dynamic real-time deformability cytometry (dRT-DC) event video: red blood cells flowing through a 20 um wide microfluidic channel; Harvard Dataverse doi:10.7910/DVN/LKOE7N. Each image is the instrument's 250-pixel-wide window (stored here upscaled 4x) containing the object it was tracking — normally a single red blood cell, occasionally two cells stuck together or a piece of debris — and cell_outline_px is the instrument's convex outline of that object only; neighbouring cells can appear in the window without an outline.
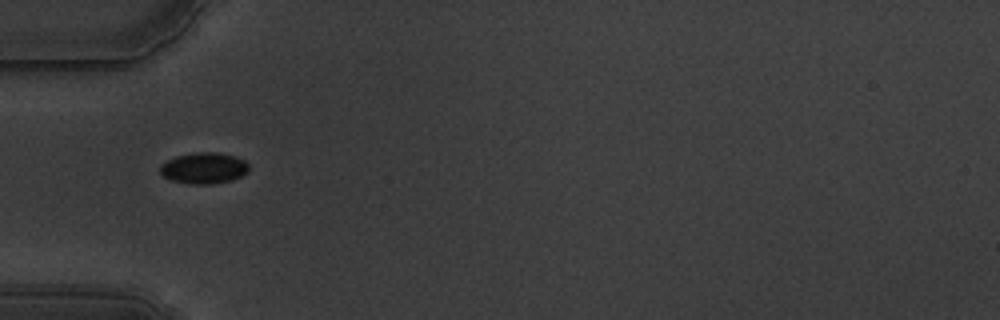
{"species": "common noctule bat (a hibernating species)", "species_latin": "Nyctalus noctula", "temperature_condition": "warm", "stored_images_in_passage": 40, "camera_frame_rate_fps": 3000, "um_per_image_px": 0.085, "animal": {"sex": "male", "body_mass_g": 19.5, "forearm_length_mm": 54.6}, "frame": {"image": 1, "passage_image": 1, "time_ms": 0.0, "image_size_px": [1000, 320], "cell_outline_px": [[248, 172], [232, 180], [212, 184], [188, 184], [172, 180], [164, 176], [160, 172], [160, 164], [176, 156], [196, 152], [220, 152], [236, 156], [244, 160], [248, 164]], "centroid_in_image_um": [17.34, 14.28], "position_along_channel_um": 67.7, "area_um2": 16.18}}
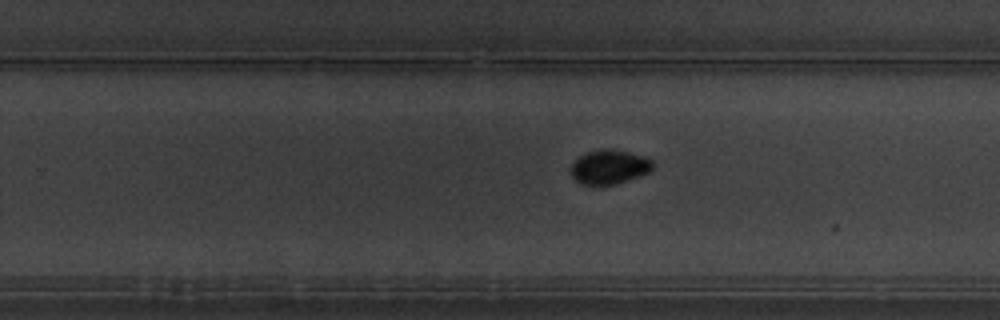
{"frame": {"image": 2, "passage_image": 19, "time_ms": 6.0, "image_size_px": [1000, 320], "cell_outline_px": [[656, 164], [648, 172], [640, 176], [616, 184], [580, 184], [568, 172], [572, 164], [580, 156], [588, 152], [604, 148], [612, 148], [644, 156], [652, 160]], "centroid_in_image_um": [51.8, 14.18], "position_along_channel_um": 278.0, "area_um2": 16.42}}
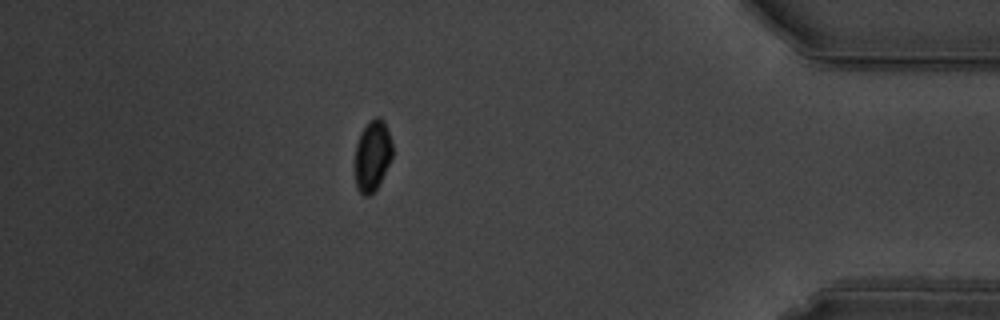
{"frame": {"image": 3, "passage_image": 33, "time_ms": 10.667, "image_size_px": [1000, 320], "cell_outline_px": [[392, 156], [376, 188], [368, 196], [364, 196], [356, 188], [352, 164], [356, 144], [360, 132], [368, 120], [376, 116], [380, 116], [384, 120], [392, 144]], "centroid_in_image_um": [31.58, 13.2], "position_along_channel_um": 403.6, "area_um2": 15.9}, "authors_computed_cell_mechanics": {"area_um2": 16.1551, "velocity_mm_per_s": 3.5274, "shape_relaxation_time_tau1_ms": 3.4383, "shape_relaxation_time_tau2_ms": null, "deformation_change_tau1": 0.0729, "deformation_change_tau2": null}}